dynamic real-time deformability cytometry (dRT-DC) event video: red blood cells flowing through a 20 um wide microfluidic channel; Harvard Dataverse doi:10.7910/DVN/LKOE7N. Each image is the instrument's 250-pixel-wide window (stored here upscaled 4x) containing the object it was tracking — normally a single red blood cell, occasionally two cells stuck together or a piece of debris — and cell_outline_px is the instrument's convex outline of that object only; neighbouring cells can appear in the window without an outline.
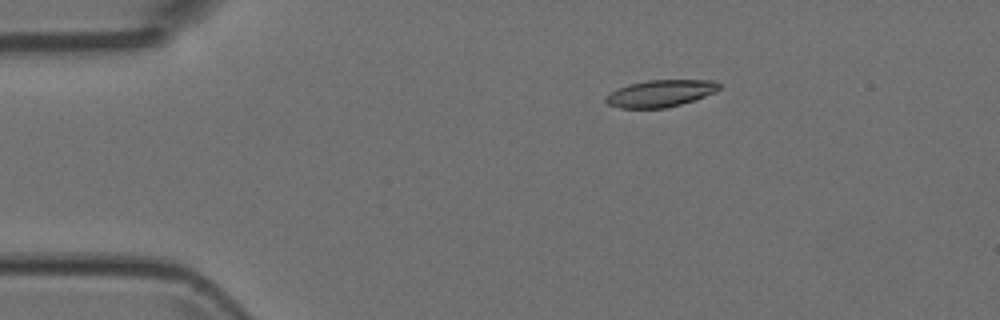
{"species": "Egyptian fruit bat (a non-hibernating species)", "species_latin": "Rousettus aegyptiacus", "temperature_condition": "room temperature", "stored_images_in_passage": 5, "camera_frame_rate_fps": 3000, "um_per_image_px": 0.085, "animal": {"sex": "female"}, "frame": {"image": 1, "passage_image": 1, "time_ms": 0.0, "image_size_px": [1000, 320], "cell_outline_px": [[720, 88], [716, 92], [680, 104], [664, 108], [620, 108], [608, 104], [604, 100], [612, 92], [628, 84], [648, 80], [716, 80], [720, 84]], "centroid_in_image_um": [56.16, 7.93], "position_along_channel_um": 28.8, "area_um2": 17.57}}
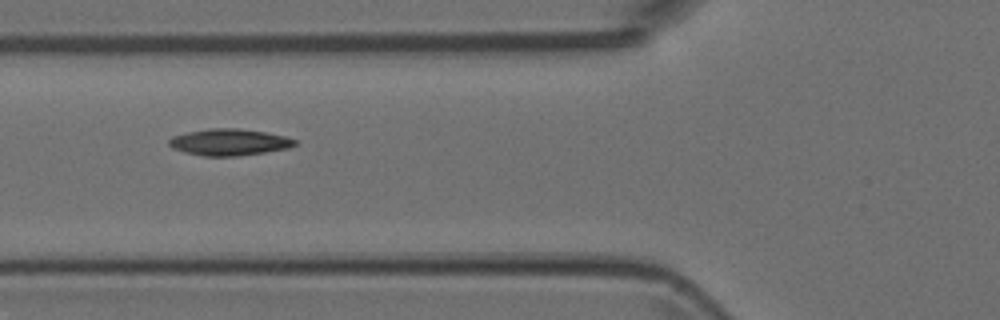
{"frame": {"image": 2, "passage_image": 4, "time_ms": 1.0, "image_size_px": [1000, 320], "cell_outline_px": [[296, 144], [288, 148], [240, 156], [204, 156], [184, 152], [172, 148], [168, 144], [168, 140], [172, 136], [188, 132], [208, 128], [236, 128], [264, 132], [288, 136], [296, 140]], "centroid_in_image_um": [19.47, 12.08], "position_along_channel_um": 106.3, "area_um2": 19.54}}
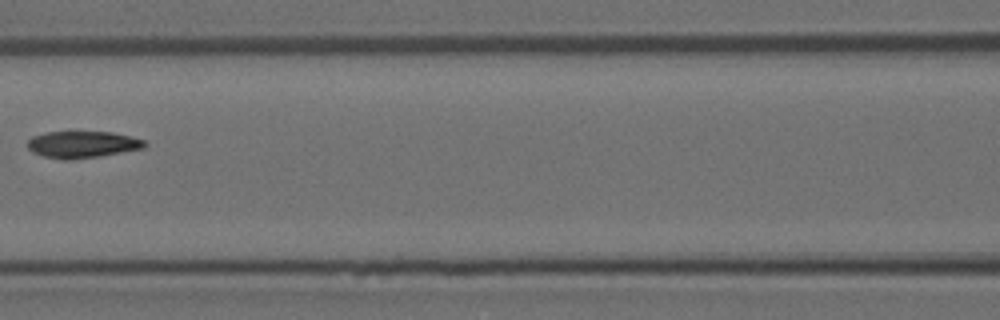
{"frame": {"image": 3, "passage_image": 5, "time_ms": 1.333, "image_size_px": [1000, 320], "cell_outline_px": [[148, 144], [144, 148], [100, 156], [72, 160], [64, 160], [44, 156], [32, 152], [28, 148], [28, 140], [32, 136], [48, 132], [112, 132], [132, 136], [144, 140]], "centroid_in_image_um": [7.02, 12.28], "position_along_channel_um": 159.6, "area_um2": 18.32}}